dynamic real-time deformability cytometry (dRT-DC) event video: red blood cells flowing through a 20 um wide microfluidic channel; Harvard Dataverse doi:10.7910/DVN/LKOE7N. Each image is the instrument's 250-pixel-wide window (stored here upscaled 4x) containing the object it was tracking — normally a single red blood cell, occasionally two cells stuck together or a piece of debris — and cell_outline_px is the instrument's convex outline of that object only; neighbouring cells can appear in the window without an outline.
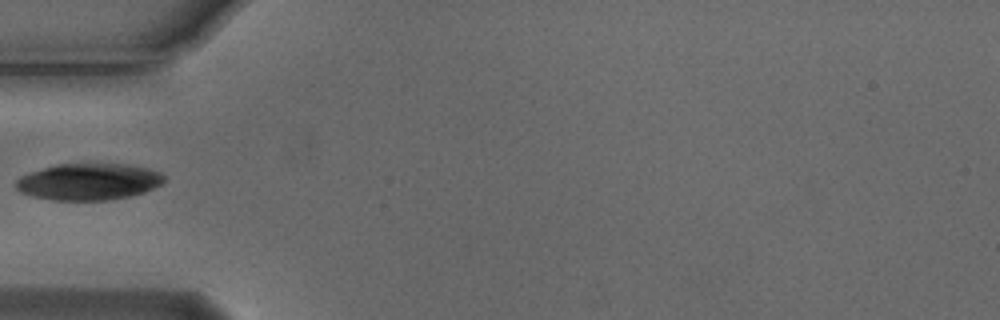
{"species": "Egyptian fruit bat (a non-hibernating species)", "species_latin": "Rousettus aegyptiacus", "temperature_condition": "cold", "stored_images_in_passage": 5, "camera_frame_rate_fps": 3000, "um_per_image_px": 0.085, "animal": {"sex": "male"}, "frame": {"image": 1, "passage_image": 1, "time_ms": 0.0, "image_size_px": [1000, 320], "cell_outline_px": [[164, 180], [160, 184], [144, 192], [132, 196], [108, 200], [52, 200], [32, 196], [20, 192], [16, 188], [16, 180], [20, 176], [56, 164], [128, 164], [148, 168], [160, 172], [164, 176]], "centroid_in_image_um": [7.54, 15.45], "position_along_channel_um": 77.5, "area_um2": 31.56}}